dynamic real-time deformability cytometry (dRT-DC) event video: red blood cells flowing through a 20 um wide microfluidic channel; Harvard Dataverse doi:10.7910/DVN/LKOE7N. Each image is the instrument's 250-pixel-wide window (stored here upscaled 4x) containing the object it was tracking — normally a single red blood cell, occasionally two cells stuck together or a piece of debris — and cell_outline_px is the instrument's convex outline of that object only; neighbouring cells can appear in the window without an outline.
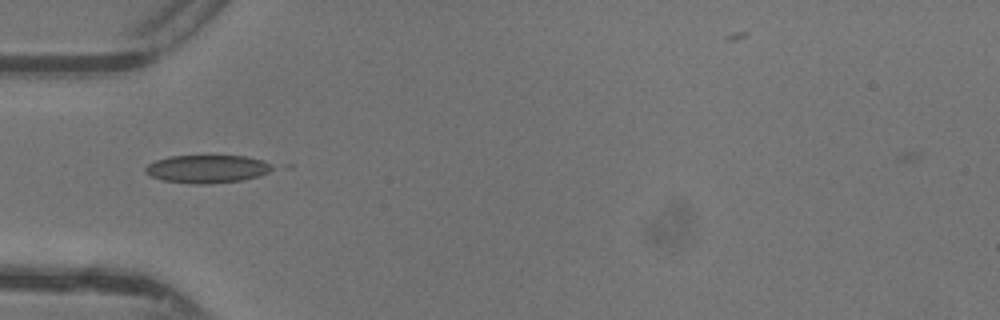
{"species": "common noctule bat (a hibernating species)", "species_latin": "Nyctalus noctula", "temperature_condition": "warm", "stored_images_in_passage": 30, "camera_frame_rate_fps": 3000, "um_per_image_px": 0.085, "animal": {"sex": "female"}, "frame": {"image": 1, "passage_image": 4, "time_ms": 1.0, "image_size_px": [1000, 320], "cell_outline_px": [[276, 168], [260, 176], [240, 180], [204, 184], [196, 184], [160, 180], [144, 172], [144, 168], [148, 164], [156, 160], [168, 156], [244, 156], [260, 160], [272, 164]], "centroid_in_image_um": [17.59, 14.36], "position_along_channel_um": 67.4, "area_um2": 20.63}}
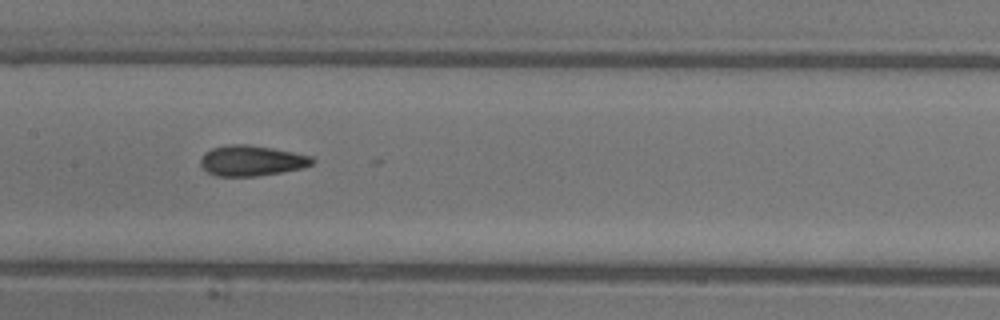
{"frame": {"image": 2, "passage_image": 12, "time_ms": 3.667, "image_size_px": [1000, 320], "cell_outline_px": [[316, 160], [312, 164], [304, 168], [256, 176], [216, 176], [208, 172], [200, 164], [200, 160], [204, 152], [212, 148], [228, 144], [248, 144], [272, 148], [312, 156]], "centroid_in_image_um": [21.39, 13.65], "position_along_channel_um": 186.0, "area_um2": 19.88}}
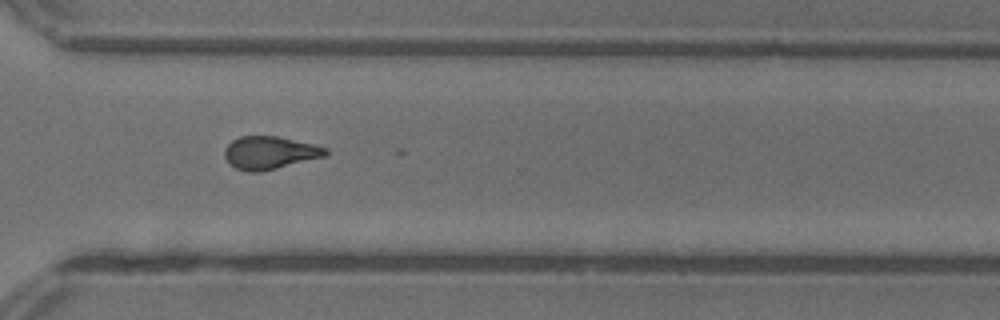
{"frame": {"image": 3, "passage_image": 23, "time_ms": 7.333, "image_size_px": [1000, 320], "cell_outline_px": [[328, 156], [260, 172], [248, 172], [236, 168], [224, 156], [224, 148], [232, 140], [240, 136], [276, 136], [312, 144], [328, 148]], "centroid_in_image_um": [22.94, 12.98], "position_along_channel_um": 347.7, "area_um2": 19.31}, "authors_computed_cell_mechanics": {"area_um2": 19.5653, "velocity_mm_per_s": 4.4246, "shape_relaxation_time_tau1_ms": null, "shape_relaxation_time_tau2_ms": 1.2574, "deformation_change_tau1": null, "deformation_change_tau2": 0.0736}}